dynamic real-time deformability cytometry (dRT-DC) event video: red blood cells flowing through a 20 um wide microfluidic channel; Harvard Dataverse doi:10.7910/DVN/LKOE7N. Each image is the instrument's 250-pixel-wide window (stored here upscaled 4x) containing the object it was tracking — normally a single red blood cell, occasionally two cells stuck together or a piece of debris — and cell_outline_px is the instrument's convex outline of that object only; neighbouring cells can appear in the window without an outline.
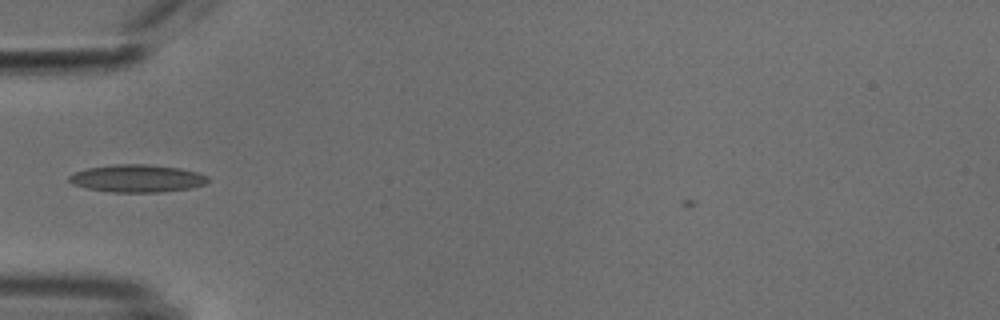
{"species": "common noctule bat (a hibernating species)", "species_latin": "Nyctalus noctula", "temperature_condition": "cold", "stored_images_in_passage": 35, "camera_frame_rate_fps": 3000, "um_per_image_px": 0.085, "animal": {"sex": "male", "body_mass_g": 18.8}, "frame": {"image": 1, "passage_image": 1, "time_ms": 0.0, "image_size_px": [1000, 320], "cell_outline_px": [[208, 180], [204, 184], [188, 188], [160, 192], [112, 192], [88, 188], [72, 184], [68, 180], [68, 176], [76, 172], [88, 168], [112, 164], [148, 164], [180, 168], [196, 172], [208, 176]], "centroid_in_image_um": [11.63, 15.16], "position_along_channel_um": 73.4, "area_um2": 22.14}}
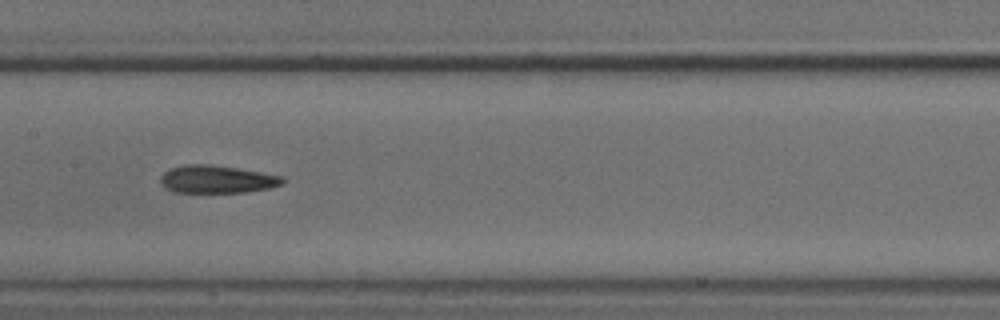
{"frame": {"image": 2, "passage_image": 10, "time_ms": 3.0, "image_size_px": [1000, 320], "cell_outline_px": [[284, 184], [268, 188], [244, 192], [172, 192], [164, 188], [160, 184], [160, 176], [164, 172], [172, 168], [184, 164], [208, 164], [236, 168], [284, 176]], "centroid_in_image_um": [18.4, 15.24], "position_along_channel_um": 189.0, "area_um2": 19.77}}
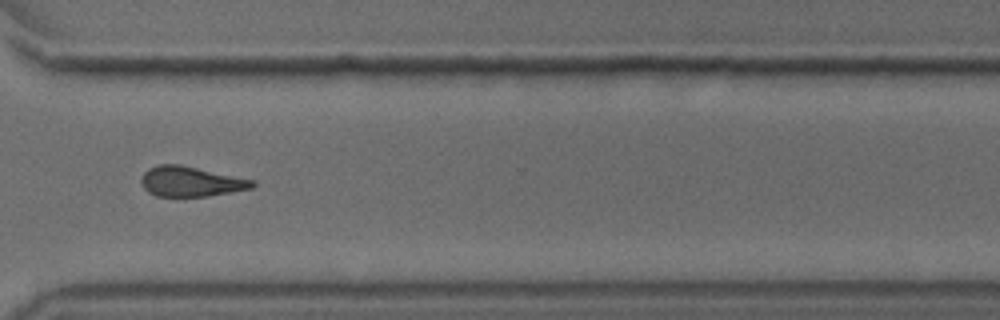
{"frame": {"image": 3, "passage_image": 23, "time_ms": 7.333, "image_size_px": [1000, 320], "cell_outline_px": [[256, 184], [252, 188], [208, 196], [156, 196], [148, 192], [140, 184], [140, 180], [144, 172], [148, 168], [160, 164], [180, 164], [256, 180]], "centroid_in_image_um": [16.21, 15.42], "position_along_channel_um": 354.4, "area_um2": 19.59}, "authors_computed_cell_mechanics": {"area_um2": 19.7676, "velocity_mm_per_s": 3.8226, "shape_relaxation_time_tau1_ms": 6.3632, "shape_relaxation_time_tau2_ms": 2.0929, "deformation_change_tau1": 0.1577, "deformation_change_tau2": 0.1045}}